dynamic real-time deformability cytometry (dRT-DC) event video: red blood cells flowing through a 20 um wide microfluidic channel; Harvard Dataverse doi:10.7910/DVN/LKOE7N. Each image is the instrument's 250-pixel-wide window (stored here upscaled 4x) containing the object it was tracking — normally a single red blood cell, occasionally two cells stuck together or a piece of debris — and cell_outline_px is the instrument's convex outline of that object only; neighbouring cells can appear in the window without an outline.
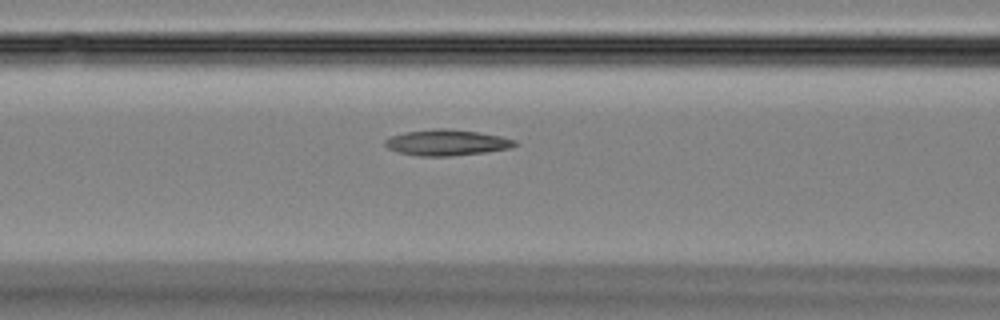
{"species": "Egyptian fruit bat (a non-hibernating species)", "species_latin": "Rousettus aegyptiacus", "temperature_condition": "room temperature", "stored_images_in_passage": 27, "camera_frame_rate_fps": 3000, "um_per_image_px": 0.085, "animal": {"sex": "female"}, "frame": {"image": 1, "passage_image": 14, "time_ms": 4.333, "image_size_px": [1000, 320], "cell_outline_px": [[520, 144], [512, 148], [484, 152], [452, 156], [416, 156], [396, 152], [388, 148], [384, 144], [384, 140], [392, 136], [404, 132], [436, 128], [448, 128], [476, 132], [500, 136], [516, 140]], "centroid_in_image_um": [37.97, 12.12], "position_along_channel_um": 128.6, "area_um2": 19.77}}
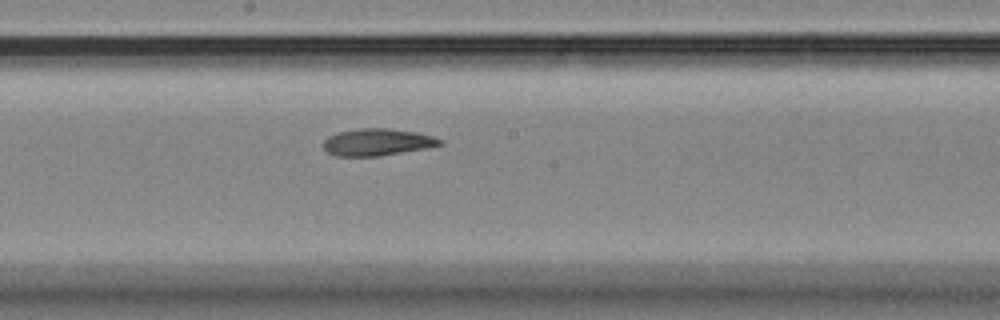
{"frame": {"image": 2, "passage_image": 20, "time_ms": 6.333, "image_size_px": [1000, 320], "cell_outline_px": [[444, 144], [428, 148], [380, 156], [336, 156], [328, 152], [324, 148], [324, 140], [328, 136], [340, 132], [360, 128], [388, 128], [416, 132], [432, 136], [444, 140]], "centroid_in_image_um": [32.11, 12.08], "position_along_channel_um": 216.1, "area_um2": 18.38}}
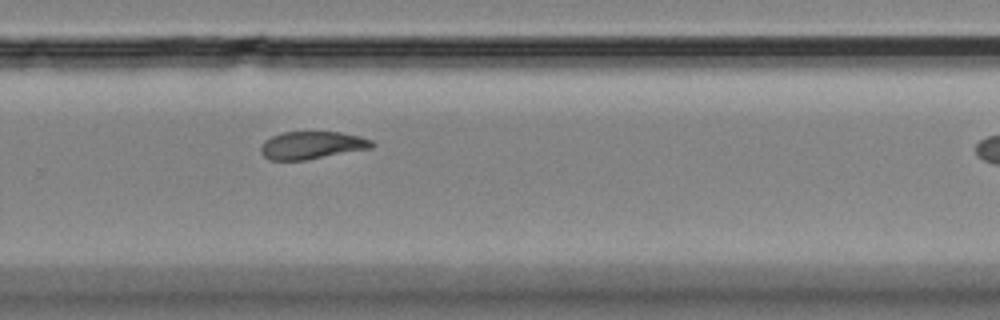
{"frame": {"image": 3, "passage_image": 26, "time_ms": 8.333, "image_size_px": [1000, 320], "cell_outline_px": [[376, 144], [372, 148], [304, 160], [268, 160], [260, 152], [260, 148], [264, 140], [272, 136], [284, 132], [340, 132], [360, 136], [372, 140]], "centroid_in_image_um": [26.51, 12.34], "position_along_channel_um": 303.3, "area_um2": 17.92}}